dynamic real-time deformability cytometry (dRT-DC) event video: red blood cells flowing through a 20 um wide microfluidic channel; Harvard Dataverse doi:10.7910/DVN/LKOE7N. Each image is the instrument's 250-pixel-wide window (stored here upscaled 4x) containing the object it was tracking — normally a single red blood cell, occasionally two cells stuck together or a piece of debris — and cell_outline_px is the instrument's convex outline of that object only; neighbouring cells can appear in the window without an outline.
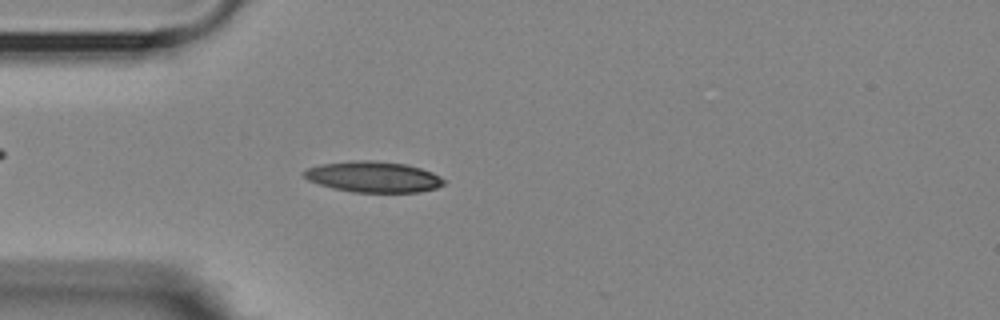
{"species": "Egyptian fruit bat (a non-hibernating species)", "species_latin": "Rousettus aegyptiacus", "temperature_condition": "room temperature", "stored_images_in_passage": 50, "camera_frame_rate_fps": 3000, "um_per_image_px": 0.085, "animal": {"sex": "female"}, "frame": {"image": 1, "passage_image": 10, "time_ms": 3.0, "image_size_px": [1000, 320], "cell_outline_px": [[444, 184], [436, 188], [420, 192], [352, 192], [332, 188], [308, 180], [304, 176], [304, 172], [308, 168], [320, 164], [352, 160], [372, 160], [404, 164], [420, 168], [432, 172], [440, 176], [444, 180]], "centroid_in_image_um": [31.73, 15.03], "position_along_channel_um": 53.3, "area_um2": 25.09}}
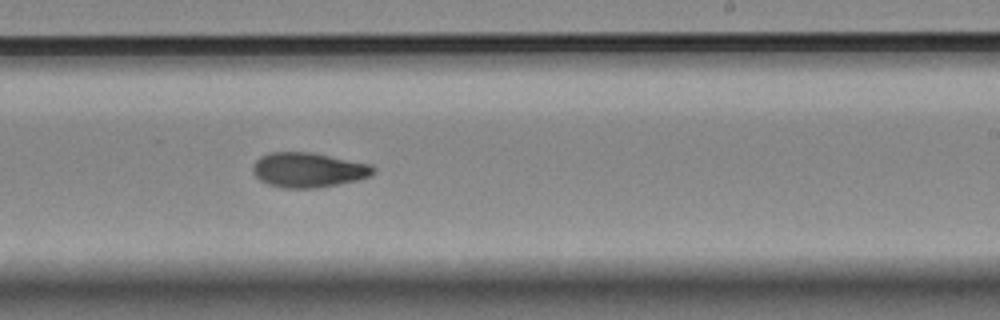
{"frame": {"image": 2, "passage_image": 28, "time_ms": 9.0, "image_size_px": [1000, 320], "cell_outline_px": [[376, 172], [372, 176], [356, 180], [316, 188], [284, 188], [268, 184], [260, 180], [252, 172], [252, 164], [260, 156], [268, 152], [312, 152], [372, 164], [376, 168]], "centroid_in_image_um": [26.21, 14.43], "position_along_channel_um": 262.8, "area_um2": 24.68}}
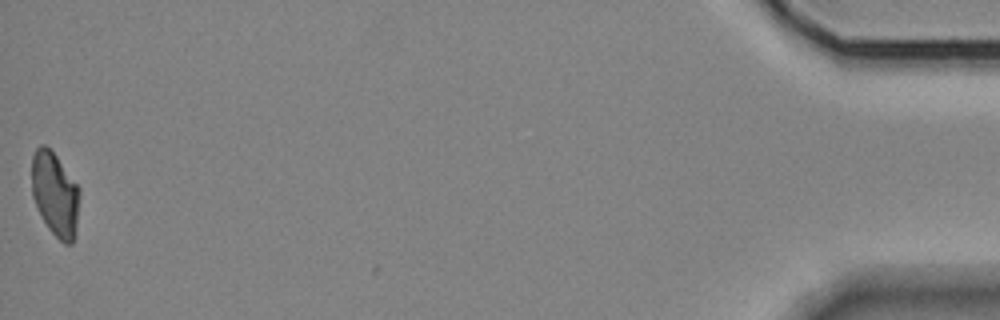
{"frame": {"image": 3, "passage_image": 50, "time_ms": 16.333, "image_size_px": [1000, 320], "cell_outline_px": [[80, 192], [76, 224], [72, 244], [64, 244], [48, 228], [32, 196], [32, 156], [36, 148], [40, 144], [44, 144], [56, 156], [80, 188]], "centroid_in_image_um": [4.68, 16.48], "position_along_channel_um": 430.5, "area_um2": 23.06}, "authors_computed_cell_mechanics": {"area_um2": 23.8136, "velocity_mm_per_s": 3.5918, "shape_relaxation_time_tau1_ms": 9.2689, "shape_relaxation_time_tau2_ms": 5.4774, "deformation_change_tau1": 0.2101, "deformation_change_tau2": 0.1182}}